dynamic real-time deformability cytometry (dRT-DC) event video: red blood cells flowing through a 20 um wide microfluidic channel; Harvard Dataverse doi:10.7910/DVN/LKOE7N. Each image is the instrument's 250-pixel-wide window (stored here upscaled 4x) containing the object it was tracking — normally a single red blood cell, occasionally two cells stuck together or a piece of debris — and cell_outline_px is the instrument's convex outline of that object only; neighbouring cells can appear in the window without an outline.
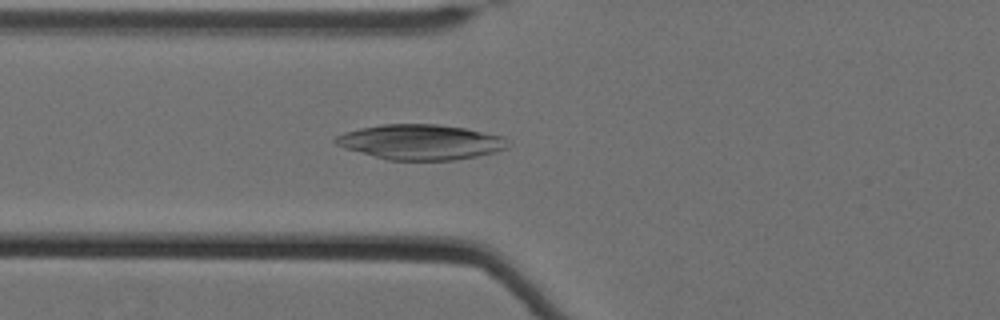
{"species": "Egyptian fruit bat (a non-hibernating species)", "species_latin": "Rousettus aegyptiacus", "temperature_condition": "cold", "stored_images_in_passage": 61, "camera_frame_rate_fps": 3000, "um_per_image_px": 0.085, "animal": {"sex": "female"}, "frame": {"image": 1, "passage_image": 26, "time_ms": 8.333, "image_size_px": [1000, 320], "cell_outline_px": [[508, 148], [496, 152], [476, 156], [452, 160], [388, 160], [344, 148], [336, 144], [332, 140], [336, 136], [344, 132], [360, 128], [384, 124], [436, 124], [464, 128], [504, 136]], "centroid_in_image_um": [35.73, 12.07], "position_along_channel_um": 90.1, "area_um2": 35.2}}
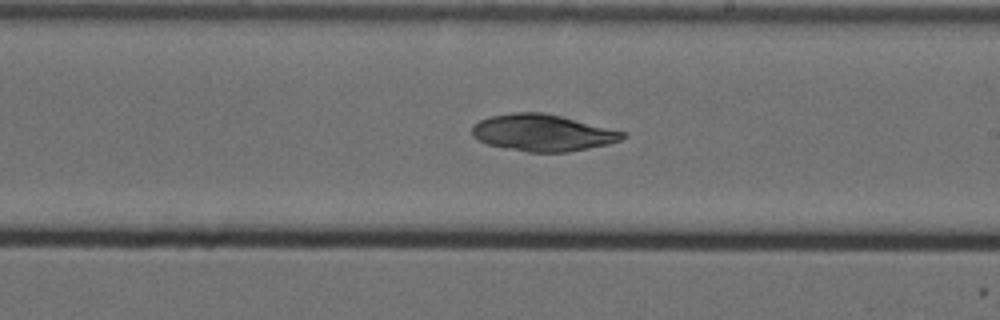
{"frame": {"image": 2, "passage_image": 39, "time_ms": 12.667, "image_size_px": [1000, 320], "cell_outline_px": [[628, 136], [620, 140], [608, 144], [568, 152], [528, 152], [488, 144], [476, 140], [472, 136], [472, 124], [488, 116], [512, 112], [544, 112], [624, 132]], "centroid_in_image_um": [46.07, 11.28], "position_along_channel_um": 242.9, "area_um2": 32.14}}
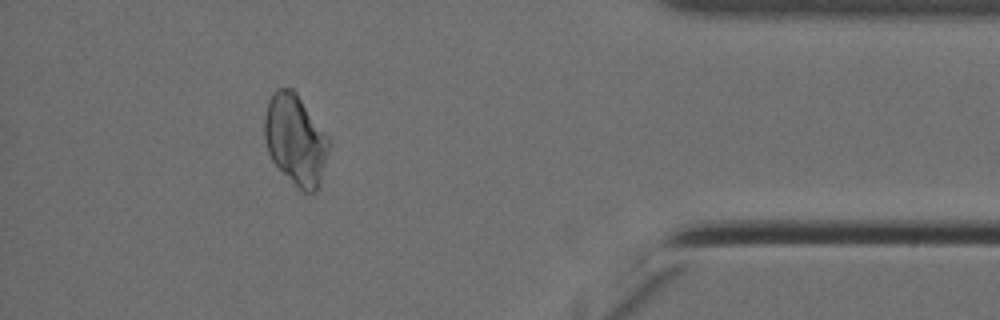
{"frame": {"image": 3, "passage_image": 56, "time_ms": 18.333, "image_size_px": [1000, 320], "cell_outline_px": [[328, 152], [320, 184], [316, 192], [300, 192], [296, 188], [272, 160], [268, 152], [264, 140], [264, 116], [268, 100], [272, 92], [276, 88], [292, 88], [296, 92], [328, 136]], "centroid_in_image_um": [25.09, 11.88], "position_along_channel_um": 410.1, "area_um2": 34.1}}